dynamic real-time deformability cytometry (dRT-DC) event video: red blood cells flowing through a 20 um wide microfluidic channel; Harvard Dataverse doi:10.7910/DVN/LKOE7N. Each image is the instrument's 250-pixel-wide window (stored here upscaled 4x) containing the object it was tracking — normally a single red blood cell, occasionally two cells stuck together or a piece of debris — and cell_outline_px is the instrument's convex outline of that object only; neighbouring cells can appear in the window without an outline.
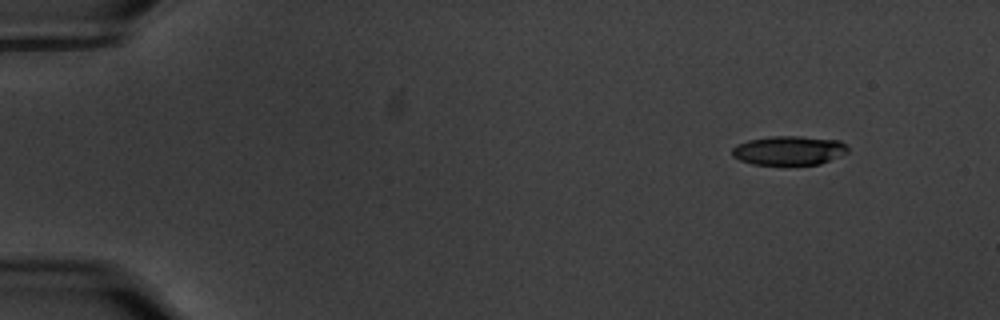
{"species": "common noctule bat (a hibernating species)", "species_latin": "Nyctalus noctula", "temperature_condition": "warm", "stored_images_in_passage": 45, "camera_frame_rate_fps": 3000, "um_per_image_px": 0.085, "animal": {"sex": "male", "body_mass_g": 20.1, "forearm_length_mm": 53.5}, "frame": {"image": 1, "passage_image": 1, "time_ms": 0.0, "image_size_px": [1000, 320], "cell_outline_px": [[848, 152], [840, 156], [820, 164], [752, 164], [740, 160], [732, 156], [732, 148], [736, 144], [748, 140], [772, 136], [800, 136], [840, 140], [848, 148]], "centroid_in_image_um": [67.05, 12.78], "position_along_channel_um": 17.9, "area_um2": 19.59}}
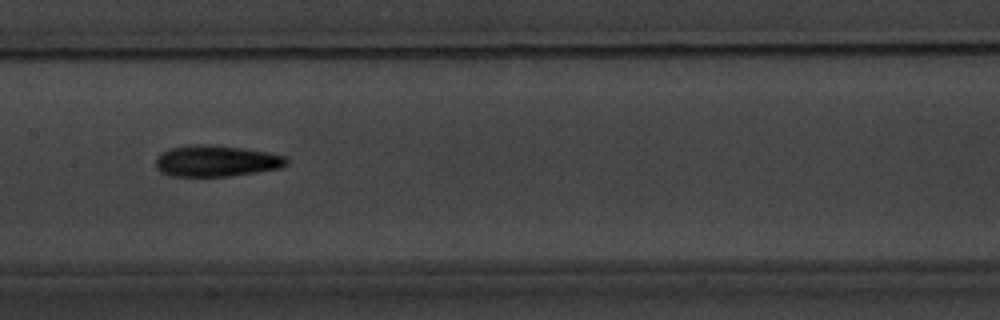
{"frame": {"image": 2, "passage_image": 25, "time_ms": 8.0, "image_size_px": [1000, 320], "cell_outline_px": [[288, 164], [280, 168], [256, 172], [228, 176], [168, 176], [160, 172], [156, 168], [156, 160], [160, 152], [172, 148], [188, 144], [208, 144], [244, 148], [268, 152], [284, 156], [288, 160]], "centroid_in_image_um": [18.35, 13.68], "position_along_channel_um": 189.0, "area_um2": 23.99}}
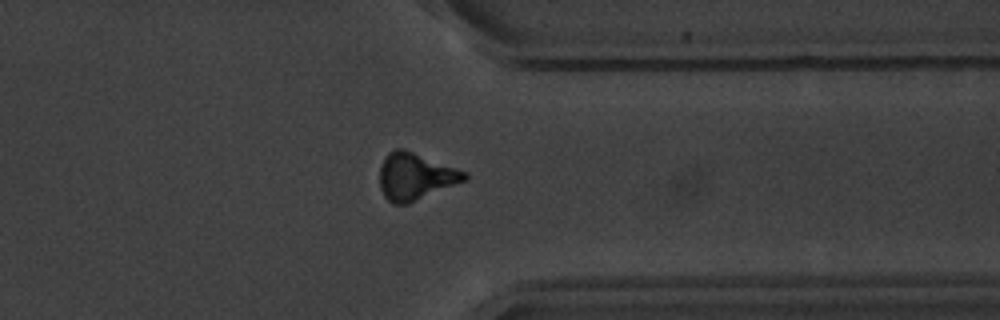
{"frame": {"image": 3, "passage_image": 41, "time_ms": 13.333, "image_size_px": [1000, 320], "cell_outline_px": [[468, 180], [408, 204], [392, 204], [384, 196], [380, 188], [380, 164], [384, 156], [388, 152], [396, 148], [404, 148], [468, 172]], "centroid_in_image_um": [35.31, 14.99], "position_along_channel_um": 376.1, "area_um2": 23.64}, "authors_computed_cell_mechanics": {"area_um2": 22.1374, "velocity_mm_per_s": 3.5529, "shape_relaxation_time_tau1_ms": 3.8425, "shape_relaxation_time_tau2_ms": 5.8189, "deformation_change_tau1": 0.159, "deformation_change_tau2": 0.175}}